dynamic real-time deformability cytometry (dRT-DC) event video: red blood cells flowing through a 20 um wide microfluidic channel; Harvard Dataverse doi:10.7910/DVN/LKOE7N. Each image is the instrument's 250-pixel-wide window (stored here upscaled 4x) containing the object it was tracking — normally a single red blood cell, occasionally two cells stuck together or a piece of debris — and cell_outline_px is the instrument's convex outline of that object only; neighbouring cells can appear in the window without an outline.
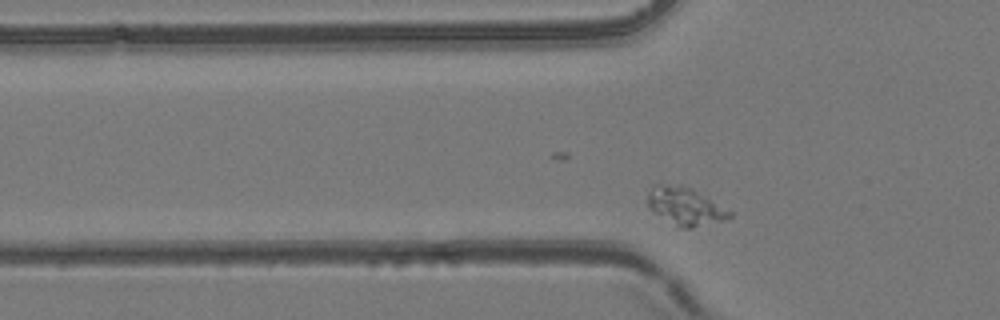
{"species": "common noctule bat (a hibernating species)", "species_latin": "Nyctalus noctula", "temperature_condition": "room temperature", "stored_images_in_passage": 44, "camera_frame_rate_fps": 3000, "um_per_image_px": 0.085, "animal": {"sex": "female", "body_mass_g": 24.6, "forearm_length_mm": 56.2}, "frame": {"image": 1, "passage_image": 7, "time_ms": 2.0, "image_size_px": [1000, 320], "cell_outline_px": [[732, 216], [724, 220], [692, 228], [676, 228], [648, 208], [648, 192], [652, 184], [684, 184], [692, 188], [732, 212]], "centroid_in_image_um": [58.2, 17.53], "position_along_channel_um": 67.6, "area_um2": 18.32}}
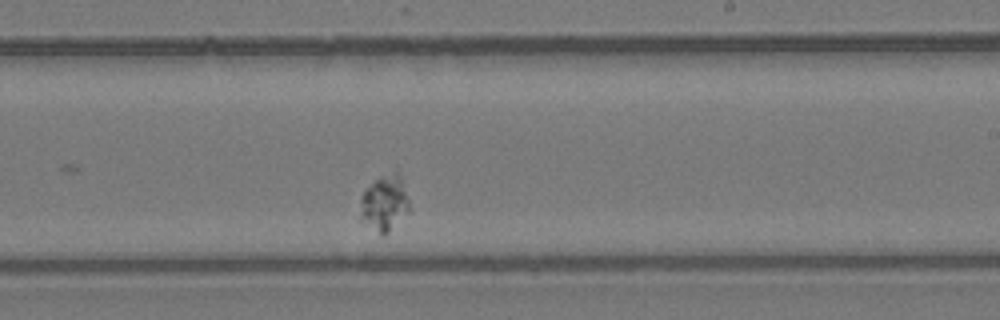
{"frame": {"image": 2, "passage_image": 23, "time_ms": 7.333, "image_size_px": [1000, 320], "cell_outline_px": [[408, 212], [388, 232], [380, 232], [360, 224], [360, 200], [364, 192], [380, 176], [396, 168], [400, 172], [408, 200]], "centroid_in_image_um": [32.66, 17.22], "position_along_channel_um": 256.3, "area_um2": 15.95}}
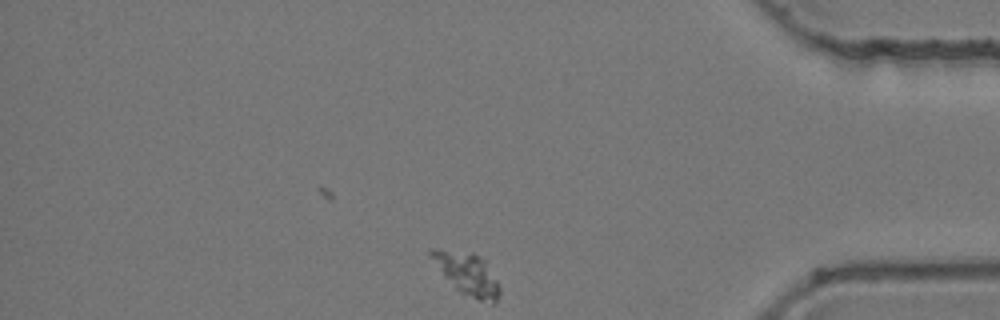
{"frame": {"image": 3, "passage_image": 37, "time_ms": 12.0, "image_size_px": [1000, 320], "cell_outline_px": [[500, 292], [496, 304], [492, 304], [480, 300], [460, 292], [444, 276], [428, 256], [428, 252], [432, 248], [480, 256], [484, 260], [496, 280], [500, 288]], "centroid_in_image_um": [39.71, 23.31], "position_along_channel_um": 395.5, "area_um2": 16.24}}